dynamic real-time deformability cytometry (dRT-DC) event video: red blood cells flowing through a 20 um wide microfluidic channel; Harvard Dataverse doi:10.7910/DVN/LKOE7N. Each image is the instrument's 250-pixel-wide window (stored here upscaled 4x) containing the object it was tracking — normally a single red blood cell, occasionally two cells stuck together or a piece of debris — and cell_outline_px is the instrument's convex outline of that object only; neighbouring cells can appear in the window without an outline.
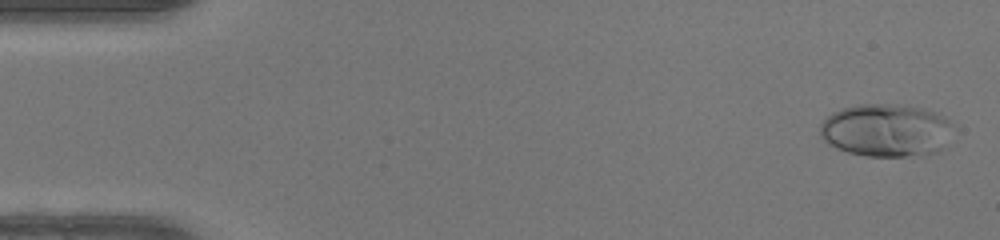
{"species": "human", "species_latin": "Homo sapiens", "temperature_condition": "warm", "stored_images_in_passage": 49, "camera_frame_rate_fps": 3000, "um_per_image_px": 0.085, "donor": {"sex": "female"}, "frame": {"image": 1, "passage_image": 2, "time_ms": 0.333, "image_size_px": [1000, 240], "cell_outline_px": [[952, 124], [944, 148], [936, 152], [924, 156], [864, 156], [848, 152], [836, 148], [828, 144], [820, 136], [820, 124], [832, 112], [840, 108], [856, 104], [892, 104], [924, 108], [940, 112]], "centroid_in_image_um": [75.31, 11.07], "position_along_channel_um": 9.7, "area_um2": 41.5}}
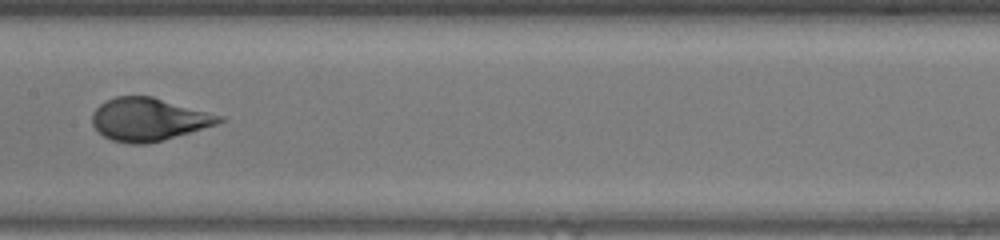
{"frame": {"image": 2, "passage_image": 25, "time_ms": 8.0, "image_size_px": [1000, 240], "cell_outline_px": [[228, 120], [216, 124], [148, 144], [128, 144], [112, 140], [104, 136], [92, 124], [92, 112], [100, 104], [116, 96], [152, 96], [224, 116]], "centroid_in_image_um": [12.64, 10.14], "position_along_channel_um": 194.8, "area_um2": 31.56}}
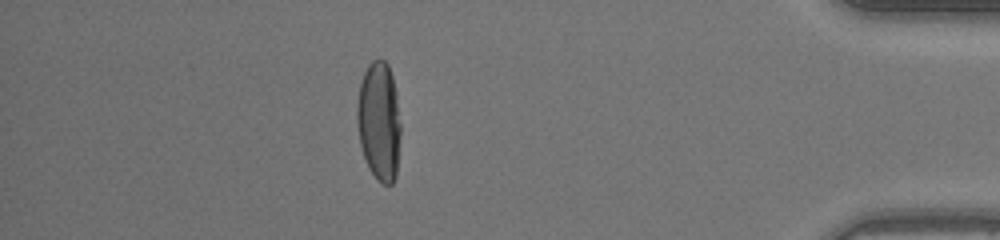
{"frame": {"image": 3, "passage_image": 43, "time_ms": 14.0, "image_size_px": [1000, 240], "cell_outline_px": [[400, 136], [396, 176], [392, 184], [380, 184], [376, 180], [368, 168], [360, 144], [356, 124], [356, 104], [360, 84], [364, 72], [368, 64], [372, 60], [384, 60], [388, 64], [392, 76], [396, 92], [400, 124]], "centroid_in_image_um": [32.2, 10.33], "position_along_channel_um": 403.0, "area_um2": 30.58}, "authors_computed_cell_mechanics": {"area_um2": 32.5992, "velocity_mm_per_s": 4.2485, "shape_relaxation_time_tau1_ms": 3.8352, "shape_relaxation_time_tau2_ms": null, "deformation_change_tau1": 0.2188, "deformation_change_tau2": null}}